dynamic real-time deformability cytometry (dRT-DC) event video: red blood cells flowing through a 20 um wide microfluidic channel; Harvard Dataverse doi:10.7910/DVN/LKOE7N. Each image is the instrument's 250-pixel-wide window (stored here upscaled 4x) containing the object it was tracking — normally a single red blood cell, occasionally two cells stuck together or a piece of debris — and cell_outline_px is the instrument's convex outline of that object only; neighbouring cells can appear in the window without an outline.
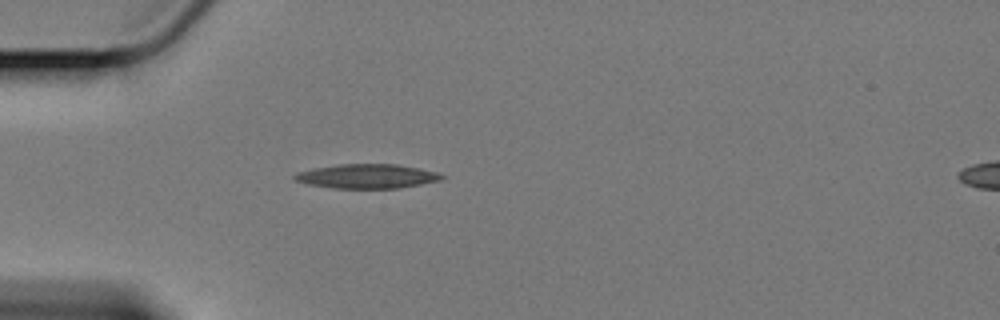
{"species": "Egyptian fruit bat (a non-hibernating species)", "species_latin": "Rousettus aegyptiacus", "temperature_condition": "cold", "stored_images_in_passage": 43, "camera_frame_rate_fps": 3000, "um_per_image_px": 0.085, "animal": {"sex": "female"}, "frame": {"image": 1, "passage_image": 1, "time_ms": 0.0, "image_size_px": [1000, 320], "cell_outline_px": [[448, 176], [440, 180], [400, 188], [332, 188], [308, 184], [292, 180], [292, 176], [296, 172], [312, 168], [336, 164], [396, 164], [420, 168], [440, 172]], "centroid_in_image_um": [31.19, 14.97], "position_along_channel_um": 53.8, "area_um2": 21.15}}
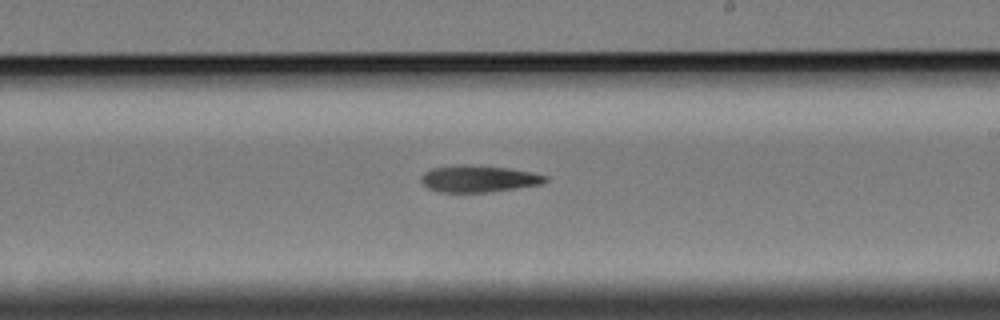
{"frame": {"image": 2, "passage_image": 19, "time_ms": 6.0, "image_size_px": [1000, 320], "cell_outline_px": [[548, 180], [540, 184], [492, 192], [440, 192], [428, 188], [420, 180], [420, 176], [424, 172], [432, 168], [460, 164], [464, 164], [508, 168], [532, 172], [548, 176]], "centroid_in_image_um": [40.66, 15.19], "position_along_channel_um": 248.3, "area_um2": 19.42}}
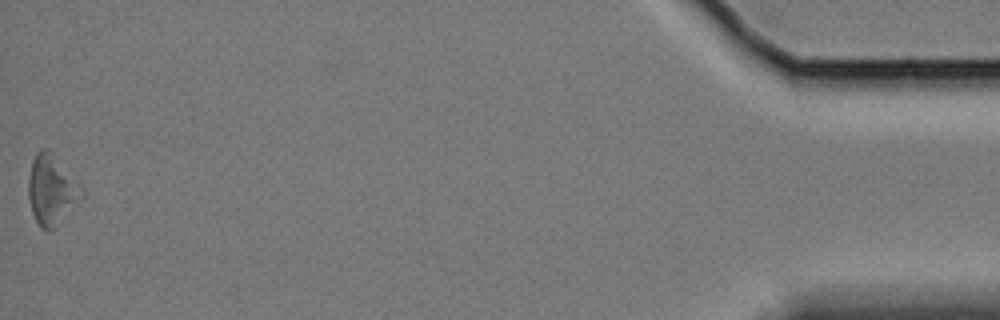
{"frame": {"image": 3, "passage_image": 43, "time_ms": 14.0, "image_size_px": [1000, 320], "cell_outline_px": [[84, 196], [52, 228], [40, 228], [32, 212], [28, 196], [28, 180], [32, 160], [36, 152], [40, 148], [48, 148], [52, 152], [84, 188]], "centroid_in_image_um": [4.38, 16.07], "position_along_channel_um": 430.8, "area_um2": 21.44}}